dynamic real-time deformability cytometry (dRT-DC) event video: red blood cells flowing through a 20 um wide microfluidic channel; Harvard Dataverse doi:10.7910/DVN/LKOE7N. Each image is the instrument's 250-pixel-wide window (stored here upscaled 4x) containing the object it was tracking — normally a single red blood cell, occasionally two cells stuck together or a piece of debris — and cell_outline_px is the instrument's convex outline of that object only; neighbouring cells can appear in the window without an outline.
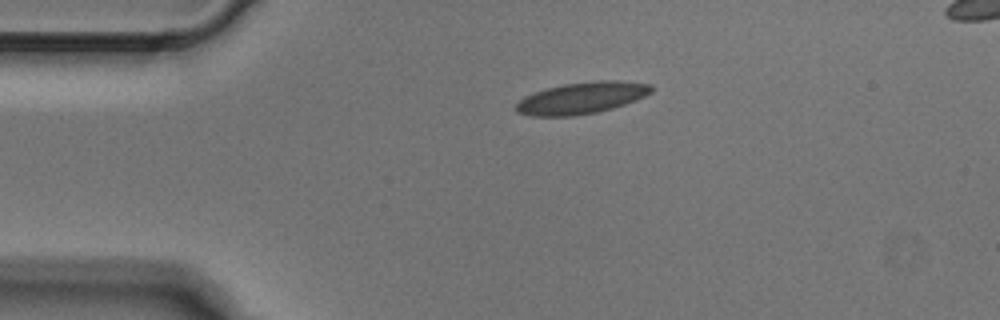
{"species": "Egyptian fruit bat (a non-hibernating species)", "species_latin": "Rousettus aegyptiacus", "temperature_condition": "cold", "stored_images_in_passage": 3, "segment_of_instrument_passage": [1, 2], "camera_frame_rate_fps": 3000, "um_per_image_px": 0.085, "animal": {"sex": "male"}, "frame": {"image": 1, "passage_image": 1, "time_ms": 0.0, "image_size_px": [1000, 320], "cell_outline_px": [[652, 92], [636, 100], [612, 108], [596, 112], [576, 116], [528, 116], [516, 112], [516, 104], [524, 96], [548, 88], [564, 84], [596, 80], [616, 80], [652, 84]], "centroid_in_image_um": [49.44, 8.33], "position_along_channel_um": 35.6, "area_um2": 24.91}}